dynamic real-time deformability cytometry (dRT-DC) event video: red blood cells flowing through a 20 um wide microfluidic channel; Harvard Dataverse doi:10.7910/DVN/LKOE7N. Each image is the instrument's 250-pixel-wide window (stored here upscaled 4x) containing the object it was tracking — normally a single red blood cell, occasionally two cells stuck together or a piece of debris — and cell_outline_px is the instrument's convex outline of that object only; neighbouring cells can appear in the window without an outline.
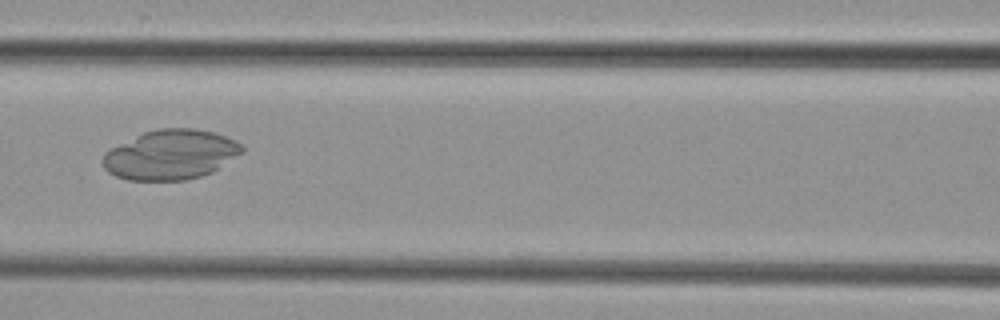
{"species": "common noctule bat (a hibernating species)", "species_latin": "Nyctalus noctula", "temperature_condition": "cold", "stored_images_in_passage": 9, "camera_frame_rate_fps": 3000, "um_per_image_px": 0.085, "animal": {"sex": "female", "body_mass_g": 29.2, "forearm_length_mm": 56.3}, "frame": {"image": 1, "passage_image": 7, "time_ms": 7.333, "image_size_px": [1000, 320], "cell_outline_px": [[244, 152], [212, 172], [200, 176], [184, 180], [128, 180], [116, 176], [108, 172], [104, 168], [100, 160], [104, 152], [144, 132], [156, 128], [196, 128], [216, 132], [236, 140], [244, 148]], "centroid_in_image_um": [14.51, 13.14], "position_along_channel_um": 152.1, "area_um2": 40.52}}
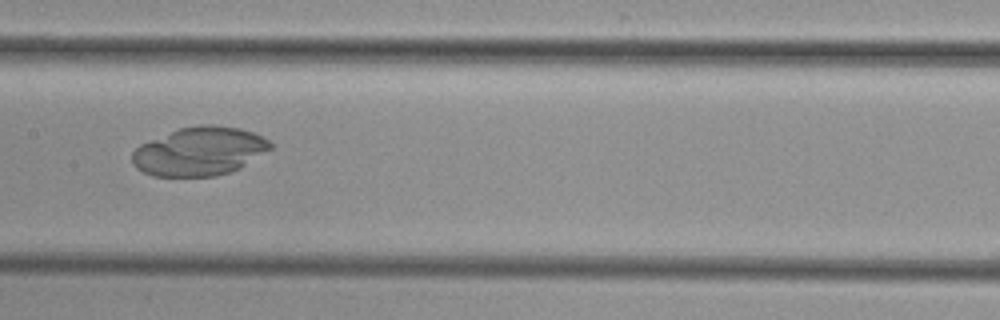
{"frame": {"image": 2, "passage_image": 8, "time_ms": 8.333, "image_size_px": [1000, 320], "cell_outline_px": [[272, 148], [240, 168], [216, 176], [152, 176], [136, 168], [132, 164], [132, 152], [140, 144], [180, 128], [196, 124], [212, 124], [240, 128], [252, 132], [268, 140], [272, 144]], "centroid_in_image_um": [16.94, 12.86], "position_along_channel_um": 190.5, "area_um2": 39.07}}
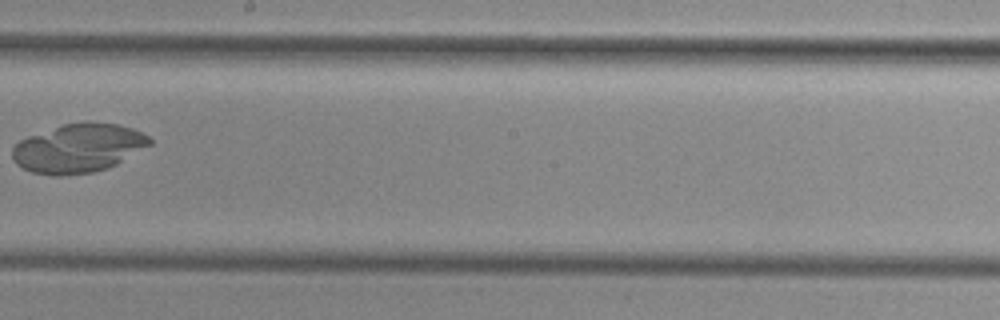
{"frame": {"image": 3, "passage_image": 9, "time_ms": 9.667, "image_size_px": [1000, 320], "cell_outline_px": [[152, 144], [116, 164], [108, 168], [92, 172], [60, 176], [52, 176], [32, 172], [16, 164], [12, 156], [12, 148], [20, 140], [28, 136], [60, 124], [84, 120], [88, 120], [120, 124], [132, 128], [148, 136], [152, 140]], "centroid_in_image_um": [6.66, 12.57], "position_along_channel_um": 241.5, "area_um2": 39.54}}